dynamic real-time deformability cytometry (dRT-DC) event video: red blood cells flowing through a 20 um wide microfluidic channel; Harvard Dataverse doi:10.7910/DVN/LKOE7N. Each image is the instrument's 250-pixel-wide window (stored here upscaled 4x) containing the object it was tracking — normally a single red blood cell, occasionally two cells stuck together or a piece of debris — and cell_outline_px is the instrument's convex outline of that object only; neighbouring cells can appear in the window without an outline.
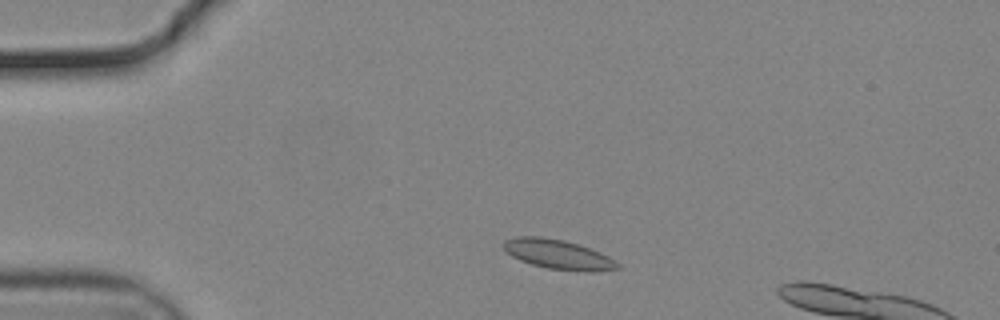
{"species": "common noctule bat (a hibernating species)", "species_latin": "Nyctalus noctula", "temperature_condition": "cold", "stored_images_in_passage": 49, "camera_frame_rate_fps": 3000, "um_per_image_px": 0.085, "animal": {"sex": "male", "body_mass_g": 19.2, "forearm_length_mm": 51.8}, "frame": {"image": 1, "passage_image": 5, "time_ms": 1.333, "image_size_px": [1000, 320], "cell_outline_px": [[620, 268], [592, 272], [584, 272], [548, 268], [532, 264], [520, 260], [512, 256], [504, 248], [504, 240], [516, 236], [540, 236], [564, 240], [600, 252], [608, 256], [620, 264]], "centroid_in_image_um": [47.45, 21.62], "position_along_channel_um": 37.6, "area_um2": 19.48}}
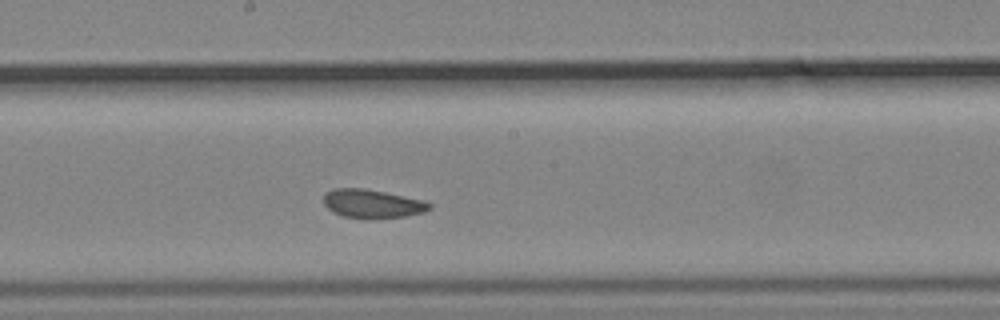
{"frame": {"image": 2, "passage_image": 23, "time_ms": 7.333, "image_size_px": [1000, 320], "cell_outline_px": [[432, 208], [424, 212], [404, 216], [368, 220], [344, 216], [332, 212], [324, 204], [324, 196], [332, 188], [364, 188], [424, 200], [432, 204]], "centroid_in_image_um": [31.65, 17.33], "position_along_channel_um": 216.5, "area_um2": 17.8}}
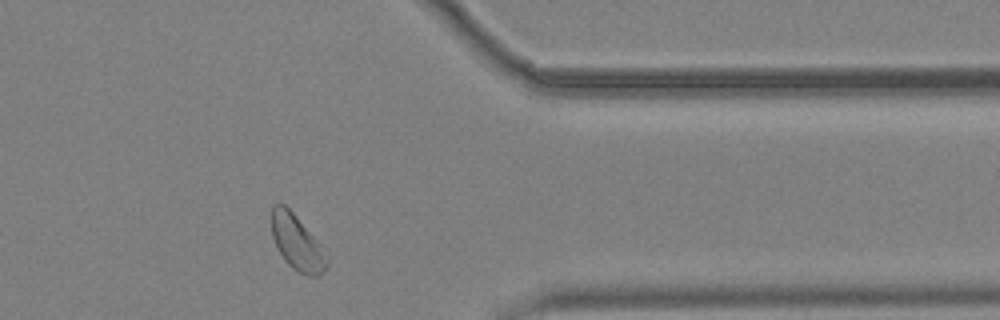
{"frame": {"image": 3, "passage_image": 38, "time_ms": 12.333, "image_size_px": [1000, 320], "cell_outline_px": [[328, 264], [316, 276], [308, 276], [292, 268], [284, 260], [272, 236], [272, 204], [284, 204], [292, 212], [328, 252]], "centroid_in_image_um": [25.26, 20.63], "position_along_channel_um": 386.1, "area_um2": 17.51}, "authors_computed_cell_mechanics": {"area_um2": 18.2648, "velocity_mm_per_s": 3.6612, "shape_relaxation_time_tau1_ms": 8.1179, "shape_relaxation_time_tau2_ms": 3.0627, "deformation_change_tau1": 0.1121, "deformation_change_tau2": 0.0584}}